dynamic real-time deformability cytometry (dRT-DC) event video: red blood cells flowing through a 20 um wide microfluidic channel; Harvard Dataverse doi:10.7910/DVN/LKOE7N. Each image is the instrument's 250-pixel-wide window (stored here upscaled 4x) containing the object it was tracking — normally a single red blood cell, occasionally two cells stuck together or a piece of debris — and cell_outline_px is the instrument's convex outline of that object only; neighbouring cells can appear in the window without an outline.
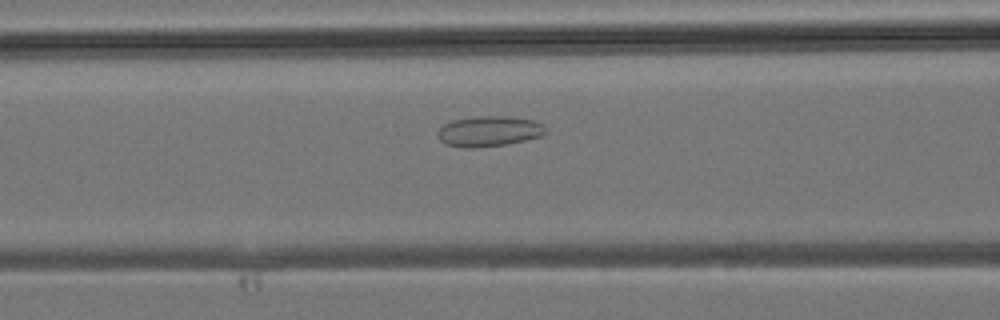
{"species": "common noctule bat (a hibernating species)", "species_latin": "Nyctalus noctula", "temperature_condition": "room temperature", "stored_images_in_passage": 35, "camera_frame_rate_fps": 3000, "um_per_image_px": 0.085, "animal": {"sex": "male", "body_mass_g": 19.2, "forearm_length_mm": 51.8}, "frame": {"image": 1, "passage_image": 14, "time_ms": 4.333, "image_size_px": [1000, 320], "cell_outline_px": [[548, 132], [540, 136], [508, 144], [476, 148], [464, 148], [444, 144], [436, 136], [436, 132], [444, 124], [452, 120], [476, 116], [508, 116], [532, 120], [544, 124]], "centroid_in_image_um": [41.54, 11.16], "position_along_channel_um": 125.1, "area_um2": 19.42}}
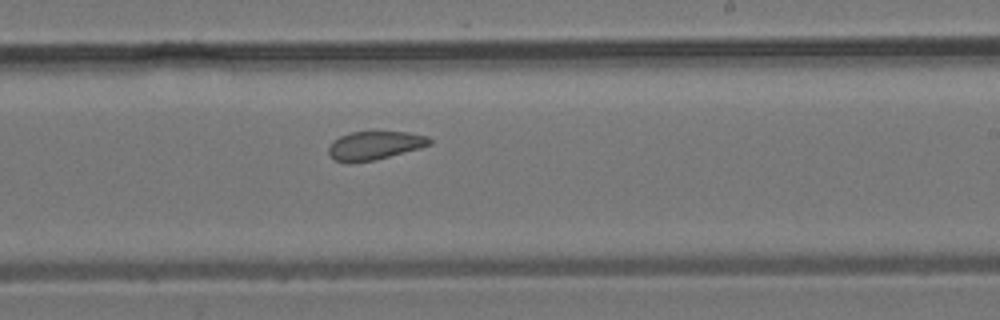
{"frame": {"image": 2, "passage_image": 21, "time_ms": 6.667, "image_size_px": [1000, 320], "cell_outline_px": [[432, 144], [420, 148], [376, 160], [352, 164], [348, 164], [336, 160], [328, 152], [328, 148], [332, 140], [340, 136], [352, 132], [408, 132], [428, 136], [432, 140]], "centroid_in_image_um": [31.84, 12.38], "position_along_channel_um": 257.2, "area_um2": 16.99}}
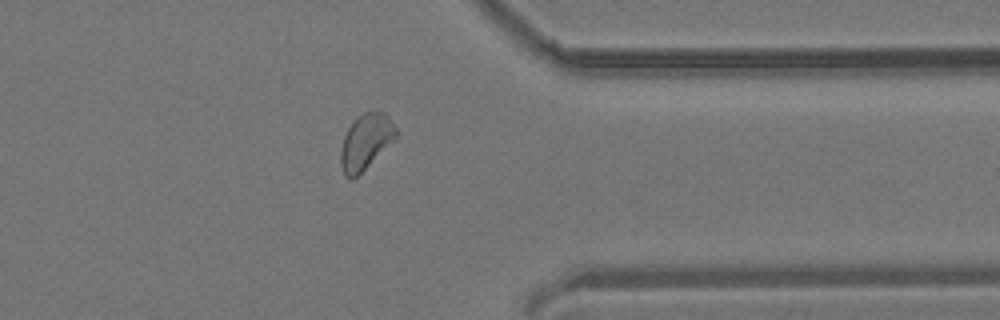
{"frame": {"image": 3, "passage_image": 28, "time_ms": 9.0, "image_size_px": [1000, 320], "cell_outline_px": [[400, 136], [352, 180], [348, 180], [344, 176], [340, 164], [340, 152], [344, 136], [352, 120], [356, 116], [364, 112], [384, 112], [388, 116], [400, 132]], "centroid_in_image_um": [31.11, 12.04], "position_along_channel_um": 380.3, "area_um2": 18.26}}